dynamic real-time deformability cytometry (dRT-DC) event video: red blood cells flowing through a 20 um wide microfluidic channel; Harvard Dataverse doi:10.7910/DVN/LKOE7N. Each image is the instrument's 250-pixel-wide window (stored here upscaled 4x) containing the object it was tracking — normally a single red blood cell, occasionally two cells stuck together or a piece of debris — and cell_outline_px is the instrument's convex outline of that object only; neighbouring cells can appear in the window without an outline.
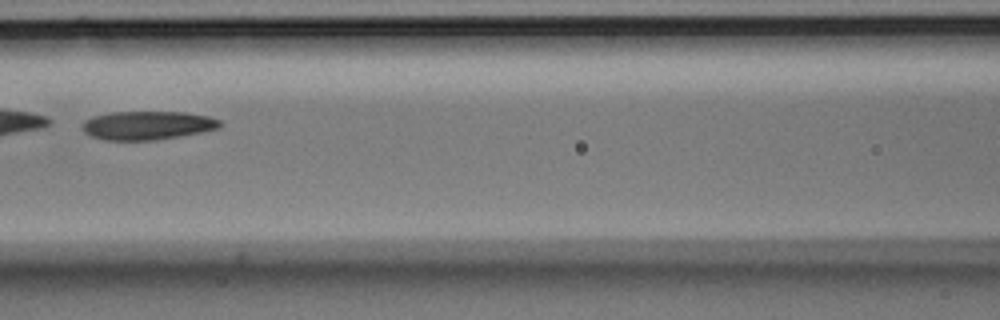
{"species": "Egyptian fruit bat (a non-hibernating species)", "species_latin": "Rousettus aegyptiacus", "temperature_condition": "room temperature", "stored_images_in_passage": 12, "camera_frame_rate_fps": 3000, "um_per_image_px": 0.085, "animal": {"sex": "male"}, "frame": {"image": 1, "passage_image": 6, "time_ms": 1.667, "image_size_px": [1000, 320], "cell_outline_px": [[220, 128], [180, 136], [156, 140], [104, 140], [92, 136], [84, 132], [80, 128], [84, 120], [96, 116], [112, 112], [184, 112], [208, 116], [220, 120]], "centroid_in_image_um": [12.51, 10.66], "position_along_channel_um": 154.1, "area_um2": 22.89}}
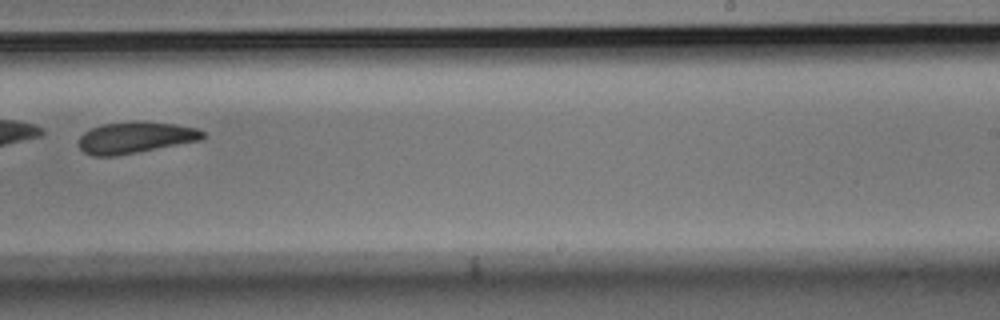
{"frame": {"image": 2, "passage_image": 9, "time_ms": 2.667, "image_size_px": [1000, 320], "cell_outline_px": [[208, 136], [200, 140], [116, 156], [92, 156], [84, 152], [80, 148], [80, 136], [84, 132], [92, 128], [104, 124], [176, 124], [196, 128], [204, 132]], "centroid_in_image_um": [11.51, 11.74], "position_along_channel_um": 277.5, "area_um2": 21.68}}
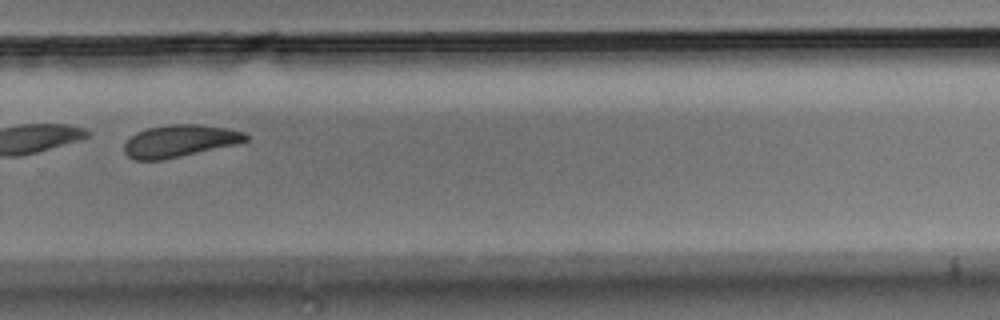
{"frame": {"image": 3, "passage_image": 10, "time_ms": 3.0, "image_size_px": [1000, 320], "cell_outline_px": [[248, 140], [236, 144], [180, 156], [160, 160], [136, 160], [128, 156], [124, 152], [124, 144], [136, 132], [148, 128], [172, 124], [200, 124], [224, 128], [244, 132], [248, 136]], "centroid_in_image_um": [15.26, 11.98], "position_along_channel_um": 314.5, "area_um2": 22.48}}